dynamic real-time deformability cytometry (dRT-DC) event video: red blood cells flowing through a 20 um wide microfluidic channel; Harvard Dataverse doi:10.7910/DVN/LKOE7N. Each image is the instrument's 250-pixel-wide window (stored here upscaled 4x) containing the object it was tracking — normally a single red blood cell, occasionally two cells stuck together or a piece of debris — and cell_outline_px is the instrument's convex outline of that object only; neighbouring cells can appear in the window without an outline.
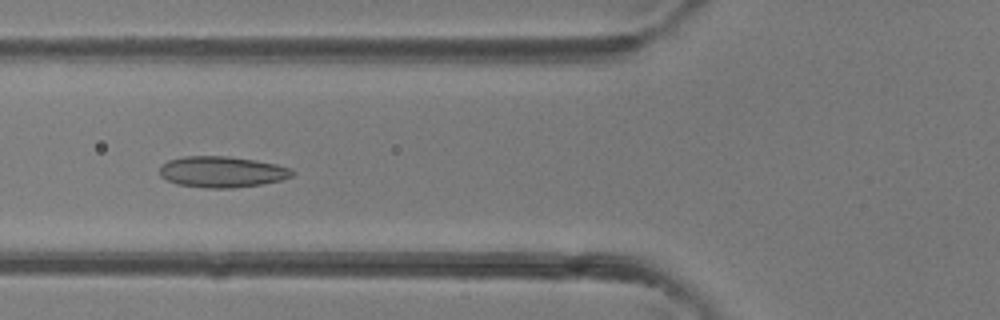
{"species": "common noctule bat (a hibernating species)", "species_latin": "Nyctalus noctula", "temperature_condition": "room temperature", "stored_images_in_passage": 39, "camera_frame_rate_fps": 3000, "um_per_image_px": 0.085, "animal": {"sex": "female"}, "frame": {"image": 1, "passage_image": 13, "time_ms": 4.0, "image_size_px": [1000, 320], "cell_outline_px": [[296, 172], [292, 176], [280, 180], [260, 184], [232, 188], [208, 188], [176, 184], [160, 176], [160, 168], [168, 160], [184, 156], [228, 156], [256, 160], [276, 164], [292, 168]], "centroid_in_image_um": [18.89, 14.6], "position_along_channel_um": 106.9, "area_um2": 23.99}}
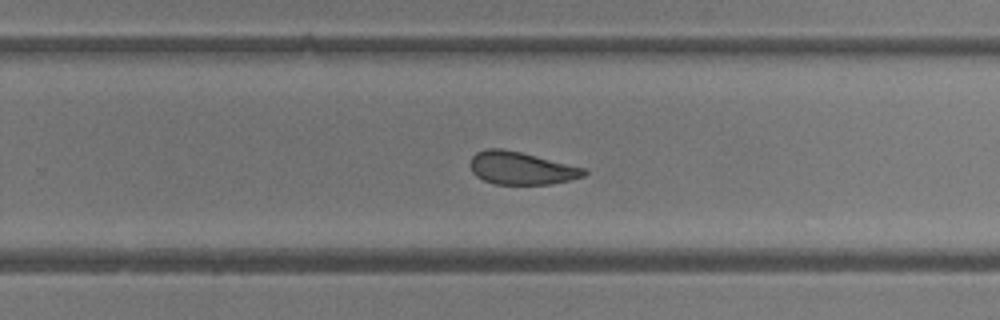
{"frame": {"image": 2, "passage_image": 24, "time_ms": 7.667, "image_size_px": [1000, 320], "cell_outline_px": [[588, 172], [584, 176], [568, 180], [548, 184], [496, 184], [484, 180], [476, 176], [472, 172], [472, 156], [476, 152], [488, 148], [500, 148], [520, 152], [584, 168]], "centroid_in_image_um": [44.29, 14.29], "position_along_channel_um": 285.5, "area_um2": 21.27}}
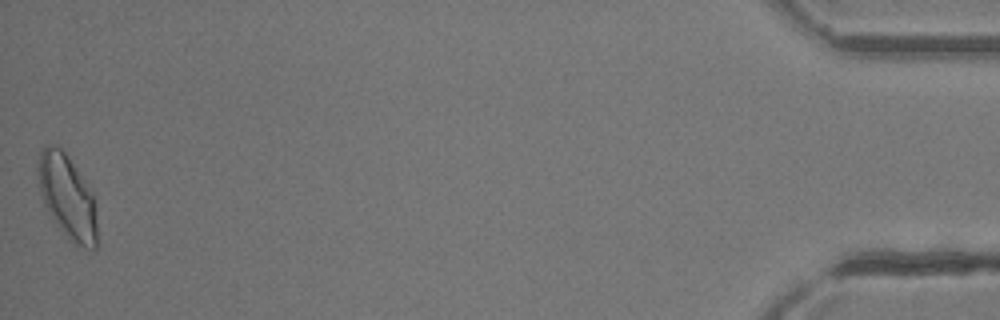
{"frame": {"image": 3, "passage_image": 39, "time_ms": 12.667, "image_size_px": [1000, 320], "cell_outline_px": [[96, 248], [84, 248], [72, 244], [68, 240], [44, 204], [40, 192], [36, 168], [40, 152], [48, 144], [56, 144], [64, 152], [76, 168], [92, 192], [96, 200]], "centroid_in_image_um": [5.72, 16.73], "position_along_channel_um": 429.5, "area_um2": 28.84}}